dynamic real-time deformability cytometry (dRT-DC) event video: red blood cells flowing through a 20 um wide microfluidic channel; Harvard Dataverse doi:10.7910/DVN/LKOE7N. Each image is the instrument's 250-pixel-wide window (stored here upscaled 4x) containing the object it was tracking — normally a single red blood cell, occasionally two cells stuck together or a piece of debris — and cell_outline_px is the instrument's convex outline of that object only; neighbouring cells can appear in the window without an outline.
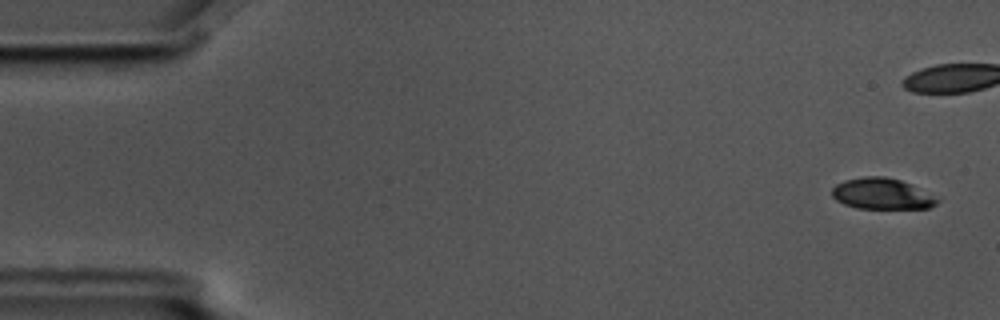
{"species": "common noctule bat (a hibernating species)", "species_latin": "Nyctalus noctula", "temperature_condition": "cold", "stored_images_in_passage": 5, "camera_frame_rate_fps": 3000, "um_per_image_px": 0.085, "animal": {"sex": "male", "body_mass_g": 17.5, "forearm_length_mm": 52.3}, "frame": {"image": 1, "passage_image": 1, "time_ms": 0.0, "image_size_px": [1000, 320], "cell_outline_px": [[940, 200], [936, 204], [928, 208], [856, 208], [844, 204], [836, 200], [832, 196], [832, 188], [836, 184], [844, 180], [864, 176], [884, 176], [900, 180], [912, 184]], "centroid_in_image_um": [74.93, 16.46], "position_along_channel_um": 10.1, "area_um2": 18.96}}